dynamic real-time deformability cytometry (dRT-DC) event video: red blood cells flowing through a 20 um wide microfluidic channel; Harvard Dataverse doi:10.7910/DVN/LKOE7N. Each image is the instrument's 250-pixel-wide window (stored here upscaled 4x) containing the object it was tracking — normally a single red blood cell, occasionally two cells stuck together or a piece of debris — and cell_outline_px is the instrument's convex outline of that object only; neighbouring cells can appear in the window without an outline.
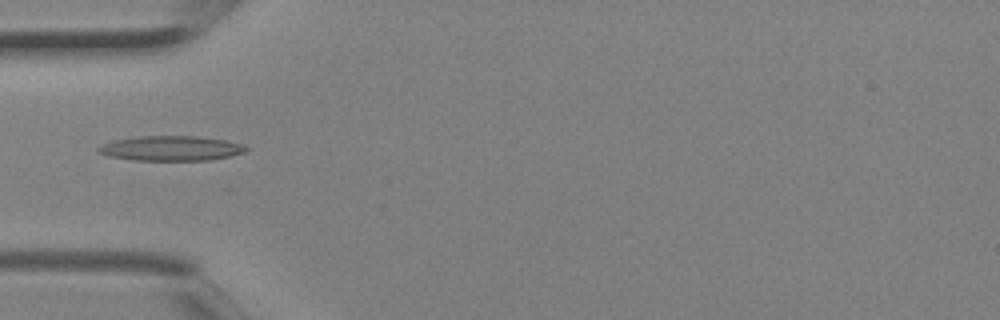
{"species": "Egyptian fruit bat (a non-hibernating species)", "species_latin": "Rousettus aegyptiacus", "temperature_condition": "room temperature", "stored_images_in_passage": 4, "camera_frame_rate_fps": 3000, "um_per_image_px": 0.085, "animal": {"sex": "female"}, "frame": {"image": 1, "passage_image": 4, "time_ms": 1.0, "image_size_px": [1000, 320], "cell_outline_px": [[248, 148], [244, 152], [228, 156], [208, 160], [132, 160], [108, 156], [100, 152], [96, 148], [100, 144], [116, 140], [136, 136], [196, 136], [224, 140], [244, 144]], "centroid_in_image_um": [14.5, 12.6], "position_along_channel_um": 70.5, "area_um2": 21.27}}